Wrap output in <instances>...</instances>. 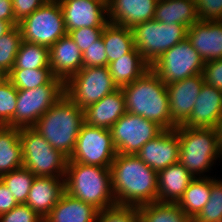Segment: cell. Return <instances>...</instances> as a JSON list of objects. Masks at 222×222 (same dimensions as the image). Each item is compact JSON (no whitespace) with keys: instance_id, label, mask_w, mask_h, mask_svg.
<instances>
[{"instance_id":"1","label":"cell","mask_w":222,"mask_h":222,"mask_svg":"<svg viewBox=\"0 0 222 222\" xmlns=\"http://www.w3.org/2000/svg\"><path fill=\"white\" fill-rule=\"evenodd\" d=\"M116 205L140 207L158 201V175L137 155L119 154L110 165Z\"/></svg>"},{"instance_id":"2","label":"cell","mask_w":222,"mask_h":222,"mask_svg":"<svg viewBox=\"0 0 222 222\" xmlns=\"http://www.w3.org/2000/svg\"><path fill=\"white\" fill-rule=\"evenodd\" d=\"M121 89L125 97L126 112L151 120L164 130L177 127L169 111L167 85L151 68Z\"/></svg>"},{"instance_id":"3","label":"cell","mask_w":222,"mask_h":222,"mask_svg":"<svg viewBox=\"0 0 222 222\" xmlns=\"http://www.w3.org/2000/svg\"><path fill=\"white\" fill-rule=\"evenodd\" d=\"M83 124V109L64 94L38 119L33 128L54 149L69 159L75 149L76 140Z\"/></svg>"},{"instance_id":"4","label":"cell","mask_w":222,"mask_h":222,"mask_svg":"<svg viewBox=\"0 0 222 222\" xmlns=\"http://www.w3.org/2000/svg\"><path fill=\"white\" fill-rule=\"evenodd\" d=\"M65 192L99 211L116 205L110 168L67 162Z\"/></svg>"},{"instance_id":"5","label":"cell","mask_w":222,"mask_h":222,"mask_svg":"<svg viewBox=\"0 0 222 222\" xmlns=\"http://www.w3.org/2000/svg\"><path fill=\"white\" fill-rule=\"evenodd\" d=\"M175 131L179 137L178 162L194 178L202 177L203 172L211 169L214 160L222 157L216 128H191L178 125Z\"/></svg>"},{"instance_id":"6","label":"cell","mask_w":222,"mask_h":222,"mask_svg":"<svg viewBox=\"0 0 222 222\" xmlns=\"http://www.w3.org/2000/svg\"><path fill=\"white\" fill-rule=\"evenodd\" d=\"M23 167L38 177H65L68 158L33 127L20 128Z\"/></svg>"},{"instance_id":"7","label":"cell","mask_w":222,"mask_h":222,"mask_svg":"<svg viewBox=\"0 0 222 222\" xmlns=\"http://www.w3.org/2000/svg\"><path fill=\"white\" fill-rule=\"evenodd\" d=\"M187 28L179 23L166 24L155 19L132 28L136 49L151 67L169 48L187 38Z\"/></svg>"},{"instance_id":"8","label":"cell","mask_w":222,"mask_h":222,"mask_svg":"<svg viewBox=\"0 0 222 222\" xmlns=\"http://www.w3.org/2000/svg\"><path fill=\"white\" fill-rule=\"evenodd\" d=\"M18 27L22 40L48 48L68 34L58 0H47L21 20Z\"/></svg>"},{"instance_id":"9","label":"cell","mask_w":222,"mask_h":222,"mask_svg":"<svg viewBox=\"0 0 222 222\" xmlns=\"http://www.w3.org/2000/svg\"><path fill=\"white\" fill-rule=\"evenodd\" d=\"M117 89L107 66L82 68L64 83V93L83 110Z\"/></svg>"},{"instance_id":"10","label":"cell","mask_w":222,"mask_h":222,"mask_svg":"<svg viewBox=\"0 0 222 222\" xmlns=\"http://www.w3.org/2000/svg\"><path fill=\"white\" fill-rule=\"evenodd\" d=\"M205 62L186 38L165 51L150 67L167 85L203 73Z\"/></svg>"},{"instance_id":"11","label":"cell","mask_w":222,"mask_h":222,"mask_svg":"<svg viewBox=\"0 0 222 222\" xmlns=\"http://www.w3.org/2000/svg\"><path fill=\"white\" fill-rule=\"evenodd\" d=\"M116 155L111 131L84 123L78 134L75 149L67 162L110 168Z\"/></svg>"},{"instance_id":"12","label":"cell","mask_w":222,"mask_h":222,"mask_svg":"<svg viewBox=\"0 0 222 222\" xmlns=\"http://www.w3.org/2000/svg\"><path fill=\"white\" fill-rule=\"evenodd\" d=\"M110 131L117 153L137 155L143 145L155 139L164 129L151 120L126 112Z\"/></svg>"},{"instance_id":"13","label":"cell","mask_w":222,"mask_h":222,"mask_svg":"<svg viewBox=\"0 0 222 222\" xmlns=\"http://www.w3.org/2000/svg\"><path fill=\"white\" fill-rule=\"evenodd\" d=\"M64 94V85H41L32 89L18 90L15 116L7 126L33 127Z\"/></svg>"},{"instance_id":"14","label":"cell","mask_w":222,"mask_h":222,"mask_svg":"<svg viewBox=\"0 0 222 222\" xmlns=\"http://www.w3.org/2000/svg\"><path fill=\"white\" fill-rule=\"evenodd\" d=\"M67 33L82 27H105L108 1L58 0Z\"/></svg>"},{"instance_id":"15","label":"cell","mask_w":222,"mask_h":222,"mask_svg":"<svg viewBox=\"0 0 222 222\" xmlns=\"http://www.w3.org/2000/svg\"><path fill=\"white\" fill-rule=\"evenodd\" d=\"M203 83V74H197L167 84L169 111L172 121L177 126L182 125L191 115Z\"/></svg>"},{"instance_id":"16","label":"cell","mask_w":222,"mask_h":222,"mask_svg":"<svg viewBox=\"0 0 222 222\" xmlns=\"http://www.w3.org/2000/svg\"><path fill=\"white\" fill-rule=\"evenodd\" d=\"M137 156L157 173L178 162L179 137L175 129L164 130L141 147Z\"/></svg>"},{"instance_id":"17","label":"cell","mask_w":222,"mask_h":222,"mask_svg":"<svg viewBox=\"0 0 222 222\" xmlns=\"http://www.w3.org/2000/svg\"><path fill=\"white\" fill-rule=\"evenodd\" d=\"M187 39L204 62L222 59V20H198L188 28Z\"/></svg>"},{"instance_id":"18","label":"cell","mask_w":222,"mask_h":222,"mask_svg":"<svg viewBox=\"0 0 222 222\" xmlns=\"http://www.w3.org/2000/svg\"><path fill=\"white\" fill-rule=\"evenodd\" d=\"M222 116V90L205 82L196 98L193 111L182 124L191 128H216Z\"/></svg>"},{"instance_id":"19","label":"cell","mask_w":222,"mask_h":222,"mask_svg":"<svg viewBox=\"0 0 222 222\" xmlns=\"http://www.w3.org/2000/svg\"><path fill=\"white\" fill-rule=\"evenodd\" d=\"M158 0H108V22L133 28L154 19Z\"/></svg>"},{"instance_id":"20","label":"cell","mask_w":222,"mask_h":222,"mask_svg":"<svg viewBox=\"0 0 222 222\" xmlns=\"http://www.w3.org/2000/svg\"><path fill=\"white\" fill-rule=\"evenodd\" d=\"M49 66L64 83L83 68L82 52L67 34L49 48Z\"/></svg>"},{"instance_id":"21","label":"cell","mask_w":222,"mask_h":222,"mask_svg":"<svg viewBox=\"0 0 222 222\" xmlns=\"http://www.w3.org/2000/svg\"><path fill=\"white\" fill-rule=\"evenodd\" d=\"M84 123L89 126L110 130L126 113L125 97L119 88L84 110Z\"/></svg>"},{"instance_id":"22","label":"cell","mask_w":222,"mask_h":222,"mask_svg":"<svg viewBox=\"0 0 222 222\" xmlns=\"http://www.w3.org/2000/svg\"><path fill=\"white\" fill-rule=\"evenodd\" d=\"M64 178L36 176L25 204L45 218L65 192Z\"/></svg>"},{"instance_id":"23","label":"cell","mask_w":222,"mask_h":222,"mask_svg":"<svg viewBox=\"0 0 222 222\" xmlns=\"http://www.w3.org/2000/svg\"><path fill=\"white\" fill-rule=\"evenodd\" d=\"M157 175L158 202L177 203L194 179L192 174L179 162L159 171Z\"/></svg>"},{"instance_id":"24","label":"cell","mask_w":222,"mask_h":222,"mask_svg":"<svg viewBox=\"0 0 222 222\" xmlns=\"http://www.w3.org/2000/svg\"><path fill=\"white\" fill-rule=\"evenodd\" d=\"M99 210L64 192L44 222H95Z\"/></svg>"},{"instance_id":"25","label":"cell","mask_w":222,"mask_h":222,"mask_svg":"<svg viewBox=\"0 0 222 222\" xmlns=\"http://www.w3.org/2000/svg\"><path fill=\"white\" fill-rule=\"evenodd\" d=\"M154 19L171 25L179 23L188 29L199 20L195 0H158Z\"/></svg>"},{"instance_id":"26","label":"cell","mask_w":222,"mask_h":222,"mask_svg":"<svg viewBox=\"0 0 222 222\" xmlns=\"http://www.w3.org/2000/svg\"><path fill=\"white\" fill-rule=\"evenodd\" d=\"M107 67L118 88L132 83L150 69L136 47L118 60L108 64Z\"/></svg>"},{"instance_id":"27","label":"cell","mask_w":222,"mask_h":222,"mask_svg":"<svg viewBox=\"0 0 222 222\" xmlns=\"http://www.w3.org/2000/svg\"><path fill=\"white\" fill-rule=\"evenodd\" d=\"M23 167L20 128L0 126V176Z\"/></svg>"},{"instance_id":"28","label":"cell","mask_w":222,"mask_h":222,"mask_svg":"<svg viewBox=\"0 0 222 222\" xmlns=\"http://www.w3.org/2000/svg\"><path fill=\"white\" fill-rule=\"evenodd\" d=\"M101 37L107 54V66L135 48L131 28L108 22Z\"/></svg>"},{"instance_id":"29","label":"cell","mask_w":222,"mask_h":222,"mask_svg":"<svg viewBox=\"0 0 222 222\" xmlns=\"http://www.w3.org/2000/svg\"><path fill=\"white\" fill-rule=\"evenodd\" d=\"M195 177L177 202L179 208L192 220L207 204L211 191V177Z\"/></svg>"},{"instance_id":"30","label":"cell","mask_w":222,"mask_h":222,"mask_svg":"<svg viewBox=\"0 0 222 222\" xmlns=\"http://www.w3.org/2000/svg\"><path fill=\"white\" fill-rule=\"evenodd\" d=\"M8 79L18 90H27L41 85H64V82L56 78L50 68L41 69H12L8 73Z\"/></svg>"},{"instance_id":"31","label":"cell","mask_w":222,"mask_h":222,"mask_svg":"<svg viewBox=\"0 0 222 222\" xmlns=\"http://www.w3.org/2000/svg\"><path fill=\"white\" fill-rule=\"evenodd\" d=\"M141 222H193L177 205L169 202H152L138 207Z\"/></svg>"},{"instance_id":"32","label":"cell","mask_w":222,"mask_h":222,"mask_svg":"<svg viewBox=\"0 0 222 222\" xmlns=\"http://www.w3.org/2000/svg\"><path fill=\"white\" fill-rule=\"evenodd\" d=\"M49 58L48 47L22 40L12 69L50 68Z\"/></svg>"},{"instance_id":"33","label":"cell","mask_w":222,"mask_h":222,"mask_svg":"<svg viewBox=\"0 0 222 222\" xmlns=\"http://www.w3.org/2000/svg\"><path fill=\"white\" fill-rule=\"evenodd\" d=\"M36 176L25 167L12 170L0 176V180L19 204L26 203L30 188Z\"/></svg>"},{"instance_id":"34","label":"cell","mask_w":222,"mask_h":222,"mask_svg":"<svg viewBox=\"0 0 222 222\" xmlns=\"http://www.w3.org/2000/svg\"><path fill=\"white\" fill-rule=\"evenodd\" d=\"M193 222H222V181L212 177L209 200Z\"/></svg>"},{"instance_id":"35","label":"cell","mask_w":222,"mask_h":222,"mask_svg":"<svg viewBox=\"0 0 222 222\" xmlns=\"http://www.w3.org/2000/svg\"><path fill=\"white\" fill-rule=\"evenodd\" d=\"M21 41L22 36L18 26L13 27L0 38V69L6 73H9L15 64Z\"/></svg>"},{"instance_id":"36","label":"cell","mask_w":222,"mask_h":222,"mask_svg":"<svg viewBox=\"0 0 222 222\" xmlns=\"http://www.w3.org/2000/svg\"><path fill=\"white\" fill-rule=\"evenodd\" d=\"M18 89L7 79L0 85V126H7L15 116Z\"/></svg>"},{"instance_id":"37","label":"cell","mask_w":222,"mask_h":222,"mask_svg":"<svg viewBox=\"0 0 222 222\" xmlns=\"http://www.w3.org/2000/svg\"><path fill=\"white\" fill-rule=\"evenodd\" d=\"M95 222H141L138 207L115 205L98 212Z\"/></svg>"},{"instance_id":"38","label":"cell","mask_w":222,"mask_h":222,"mask_svg":"<svg viewBox=\"0 0 222 222\" xmlns=\"http://www.w3.org/2000/svg\"><path fill=\"white\" fill-rule=\"evenodd\" d=\"M103 30L104 27H82L70 31L68 35L74 40L83 53L89 46L101 38Z\"/></svg>"},{"instance_id":"39","label":"cell","mask_w":222,"mask_h":222,"mask_svg":"<svg viewBox=\"0 0 222 222\" xmlns=\"http://www.w3.org/2000/svg\"><path fill=\"white\" fill-rule=\"evenodd\" d=\"M82 60L83 68L107 66V54L102 37L82 53Z\"/></svg>"},{"instance_id":"40","label":"cell","mask_w":222,"mask_h":222,"mask_svg":"<svg viewBox=\"0 0 222 222\" xmlns=\"http://www.w3.org/2000/svg\"><path fill=\"white\" fill-rule=\"evenodd\" d=\"M0 222H44V218L27 204L22 203L9 212L0 215Z\"/></svg>"},{"instance_id":"41","label":"cell","mask_w":222,"mask_h":222,"mask_svg":"<svg viewBox=\"0 0 222 222\" xmlns=\"http://www.w3.org/2000/svg\"><path fill=\"white\" fill-rule=\"evenodd\" d=\"M195 3L199 20H222V0H195Z\"/></svg>"},{"instance_id":"42","label":"cell","mask_w":222,"mask_h":222,"mask_svg":"<svg viewBox=\"0 0 222 222\" xmlns=\"http://www.w3.org/2000/svg\"><path fill=\"white\" fill-rule=\"evenodd\" d=\"M202 74L206 84L222 90V59L205 62Z\"/></svg>"},{"instance_id":"43","label":"cell","mask_w":222,"mask_h":222,"mask_svg":"<svg viewBox=\"0 0 222 222\" xmlns=\"http://www.w3.org/2000/svg\"><path fill=\"white\" fill-rule=\"evenodd\" d=\"M47 0H12L14 18L19 23L32 14Z\"/></svg>"},{"instance_id":"44","label":"cell","mask_w":222,"mask_h":222,"mask_svg":"<svg viewBox=\"0 0 222 222\" xmlns=\"http://www.w3.org/2000/svg\"><path fill=\"white\" fill-rule=\"evenodd\" d=\"M18 204L12 192L0 180V215L9 212Z\"/></svg>"},{"instance_id":"45","label":"cell","mask_w":222,"mask_h":222,"mask_svg":"<svg viewBox=\"0 0 222 222\" xmlns=\"http://www.w3.org/2000/svg\"><path fill=\"white\" fill-rule=\"evenodd\" d=\"M0 20L9 22L13 27L18 26L14 18L12 0H0Z\"/></svg>"},{"instance_id":"46","label":"cell","mask_w":222,"mask_h":222,"mask_svg":"<svg viewBox=\"0 0 222 222\" xmlns=\"http://www.w3.org/2000/svg\"><path fill=\"white\" fill-rule=\"evenodd\" d=\"M12 28L13 26L9 22L0 20V38L9 32Z\"/></svg>"},{"instance_id":"47","label":"cell","mask_w":222,"mask_h":222,"mask_svg":"<svg viewBox=\"0 0 222 222\" xmlns=\"http://www.w3.org/2000/svg\"><path fill=\"white\" fill-rule=\"evenodd\" d=\"M217 133H218V142L220 144V147L222 149V116L218 122V125L216 127Z\"/></svg>"},{"instance_id":"48","label":"cell","mask_w":222,"mask_h":222,"mask_svg":"<svg viewBox=\"0 0 222 222\" xmlns=\"http://www.w3.org/2000/svg\"><path fill=\"white\" fill-rule=\"evenodd\" d=\"M8 79V73H6L3 69H0V85L4 83Z\"/></svg>"}]
</instances>
